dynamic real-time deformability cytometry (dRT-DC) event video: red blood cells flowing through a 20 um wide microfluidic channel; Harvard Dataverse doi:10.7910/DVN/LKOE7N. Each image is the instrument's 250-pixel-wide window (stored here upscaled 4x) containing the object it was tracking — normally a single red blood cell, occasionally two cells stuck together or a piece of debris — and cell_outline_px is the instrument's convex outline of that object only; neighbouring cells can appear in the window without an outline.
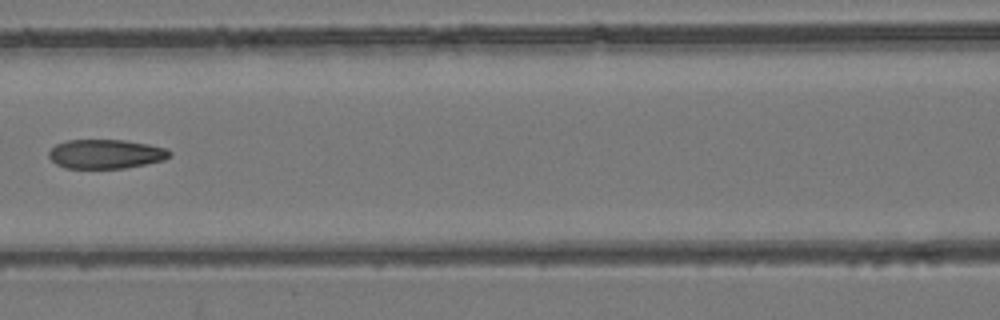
{"species": "common noctule bat (a hibernating species)", "species_latin": "Nyctalus noctula", "temperature_condition": "room temperature", "stored_images_in_passage": 9, "camera_frame_rate_fps": 3000, "um_per_image_px": 0.085, "animal": {"sex": "female", "body_mass_g": 24.6, "forearm_length_mm": 56.2}, "frame": {"image": 1, "passage_image": 8, "time_ms": 2.333, "image_size_px": [1000, 320], "cell_outline_px": [[172, 156], [164, 160], [124, 168], [64, 168], [56, 164], [48, 156], [48, 152], [56, 144], [68, 140], [124, 140], [148, 144], [168, 148], [172, 152]], "centroid_in_image_um": [9.01, 13.09], "position_along_channel_um": 157.6, "area_um2": 20.63}}
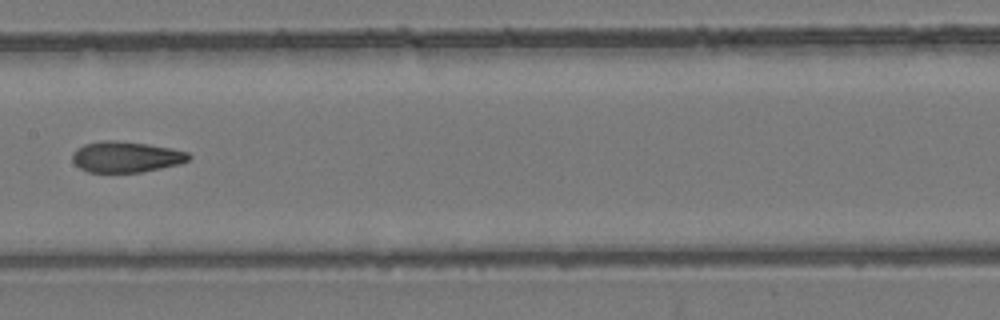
{"frame": {"image": 2, "passage_image": 9, "time_ms": 2.667, "image_size_px": [1000, 320], "cell_outline_px": [[192, 156], [188, 160], [180, 164], [140, 172], [88, 172], [80, 168], [72, 160], [72, 152], [76, 148], [84, 144], [104, 140], [116, 140], [148, 144], [172, 148], [188, 152]], "centroid_in_image_um": [10.7, 13.32], "position_along_channel_um": 196.7, "area_um2": 21.04}}